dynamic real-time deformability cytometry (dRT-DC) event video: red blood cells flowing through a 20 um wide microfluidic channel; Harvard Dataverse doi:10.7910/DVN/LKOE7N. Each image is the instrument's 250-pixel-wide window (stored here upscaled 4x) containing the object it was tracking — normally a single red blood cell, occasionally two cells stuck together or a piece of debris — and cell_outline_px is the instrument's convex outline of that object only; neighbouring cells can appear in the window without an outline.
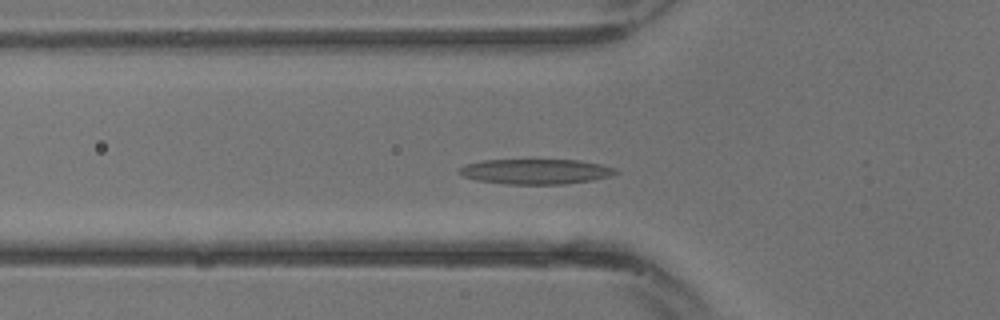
{"species": "common noctule bat (a hibernating species)", "species_latin": "Nyctalus noctula", "temperature_condition": "warm", "stored_images_in_passage": 28, "camera_frame_rate_fps": 3000, "um_per_image_px": 0.085, "animal": {"sex": "male", "body_mass_g": 13.3}, "frame": {"image": 1, "passage_image": 8, "time_ms": 2.333, "image_size_px": [1000, 320], "cell_outline_px": [[620, 172], [612, 176], [592, 180], [564, 184], [508, 184], [476, 180], [464, 176], [456, 172], [460, 168], [468, 164], [484, 160], [580, 160], [600, 164], [616, 168]], "centroid_in_image_um": [45.58, 14.58], "position_along_channel_um": 80.2, "area_um2": 22.89}}
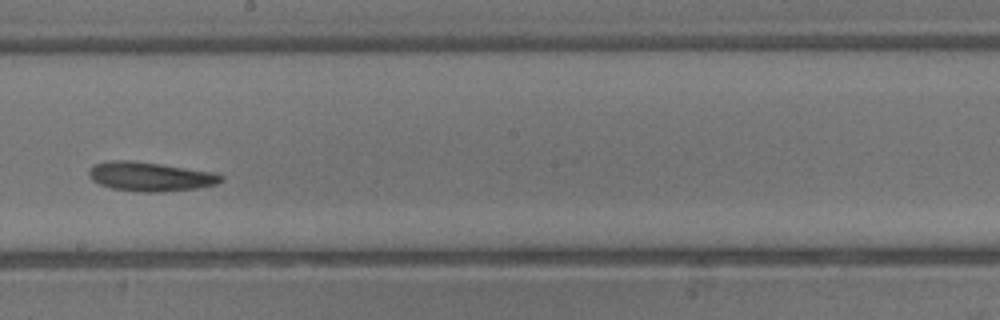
{"frame": {"image": 2, "passage_image": 15, "time_ms": 4.667, "image_size_px": [1000, 320], "cell_outline_px": [[224, 180], [216, 184], [196, 188], [160, 192], [140, 192], [112, 188], [100, 184], [92, 180], [88, 176], [88, 168], [92, 164], [108, 160], [128, 160], [160, 164], [212, 172], [224, 176]], "centroid_in_image_um": [12.71, 15.0], "position_along_channel_um": 235.5, "area_um2": 22.48}}
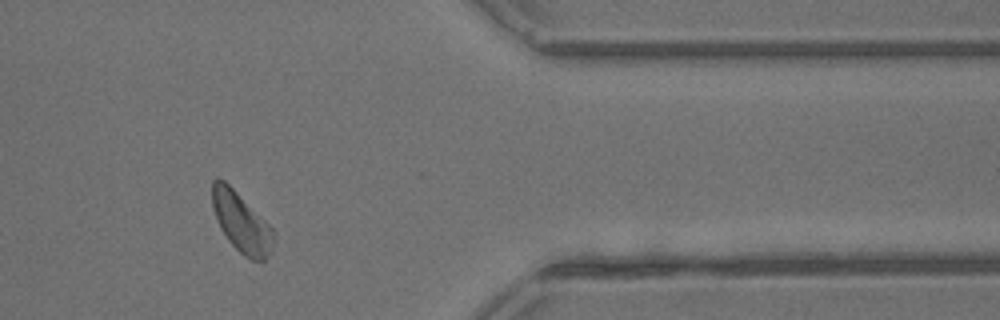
{"frame": {"image": 3, "passage_image": 23, "time_ms": 7.333, "image_size_px": [1000, 320], "cell_outline_px": [[272, 252], [264, 260], [252, 260], [244, 256], [228, 240], [220, 228], [216, 220], [212, 208], [212, 180], [216, 176], [224, 180], [272, 228]], "centroid_in_image_um": [20.46, 18.9], "position_along_channel_um": 390.9, "area_um2": 20.92}}